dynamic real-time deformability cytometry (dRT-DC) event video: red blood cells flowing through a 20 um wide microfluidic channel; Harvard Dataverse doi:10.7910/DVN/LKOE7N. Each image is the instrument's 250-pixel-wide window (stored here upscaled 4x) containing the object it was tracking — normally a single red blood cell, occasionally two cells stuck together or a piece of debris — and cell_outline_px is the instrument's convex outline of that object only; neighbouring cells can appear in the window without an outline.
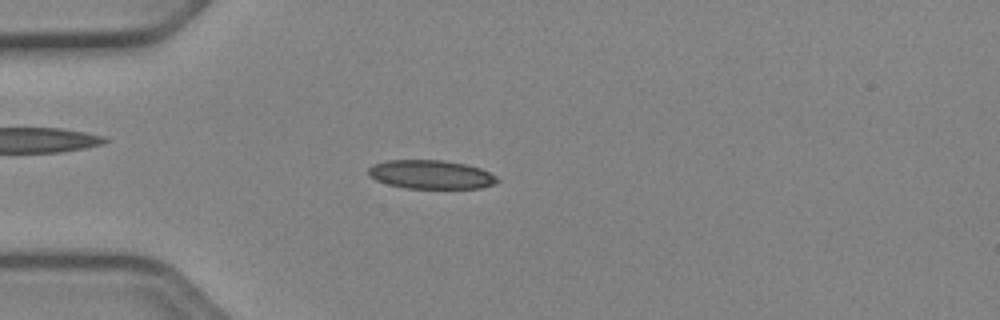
{"species": "Egyptian fruit bat (a non-hibernating species)", "species_latin": "Rousettus aegyptiacus", "temperature_condition": "cold", "stored_images_in_passage": 51, "camera_frame_rate_fps": 3000, "um_per_image_px": 0.085, "animal": {"sex": "female"}, "frame": {"image": 1, "passage_image": 14, "time_ms": 4.333, "image_size_px": [1000, 320], "cell_outline_px": [[500, 180], [492, 184], [480, 188], [404, 188], [388, 184], [376, 180], [368, 176], [368, 168], [372, 164], [388, 160], [444, 160], [464, 164], [480, 168], [496, 176]], "centroid_in_image_um": [36.59, 14.83], "position_along_channel_um": 48.4, "area_um2": 21.56}}
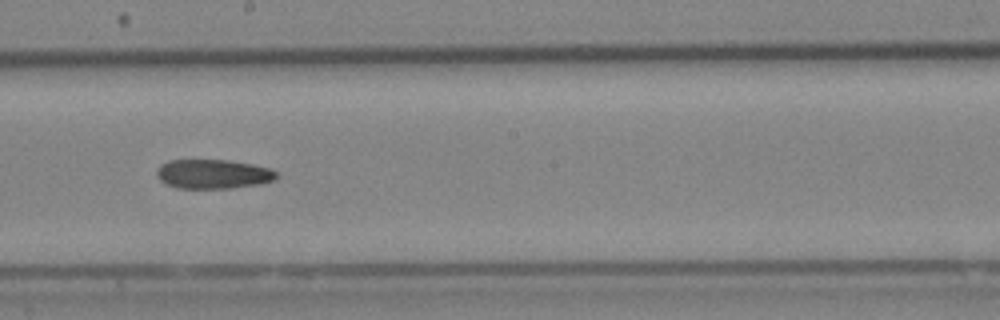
{"frame": {"image": 2, "passage_image": 29, "time_ms": 9.333, "image_size_px": [1000, 320], "cell_outline_px": [[280, 176], [272, 180], [260, 184], [232, 188], [176, 188], [164, 184], [156, 176], [156, 168], [160, 164], [168, 160], [228, 160], [252, 164], [272, 168]], "centroid_in_image_um": [18.09, 14.79], "position_along_channel_um": 230.1, "area_um2": 20.75}}
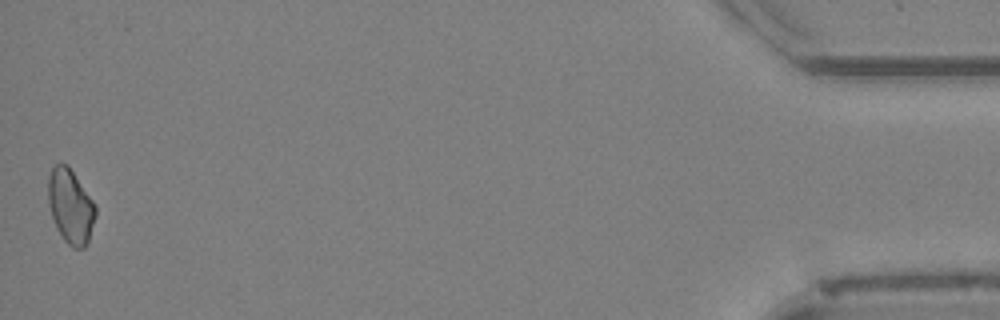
{"frame": {"image": 3, "passage_image": 51, "time_ms": 16.667, "image_size_px": [1000, 320], "cell_outline_px": [[96, 216], [88, 240], [84, 248], [72, 248], [64, 240], [56, 228], [48, 204], [48, 176], [52, 168], [60, 160], [68, 164], [96, 204]], "centroid_in_image_um": [5.99, 17.49], "position_along_channel_um": 429.2, "area_um2": 20.81}}